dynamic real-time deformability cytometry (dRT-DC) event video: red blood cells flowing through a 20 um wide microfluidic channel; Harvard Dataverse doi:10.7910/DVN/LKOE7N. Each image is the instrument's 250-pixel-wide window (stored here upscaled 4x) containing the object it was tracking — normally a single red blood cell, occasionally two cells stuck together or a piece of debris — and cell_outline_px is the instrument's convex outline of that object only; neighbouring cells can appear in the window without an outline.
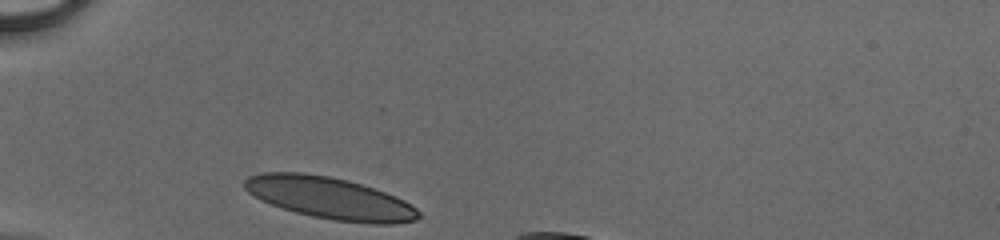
{"species": "human", "species_latin": "Homo sapiens", "temperature_condition": "cold", "stored_images_in_passage": 26, "camera_frame_rate_fps": 3000, "um_per_image_px": 0.085, "donor": {"sex": "male"}, "frame": {"image": 1, "passage_image": 1, "time_ms": 0.0, "image_size_px": [1000, 240], "cell_outline_px": [[420, 216], [416, 220], [396, 224], [372, 224], [332, 220], [312, 216], [296, 212], [260, 200], [248, 192], [244, 188], [244, 180], [248, 176], [264, 172], [304, 172], [328, 176], [348, 180], [396, 196], [404, 200], [416, 208], [420, 212]], "centroid_in_image_um": [28.03, 16.84], "position_along_channel_um": 57.0, "area_um2": 42.43}}
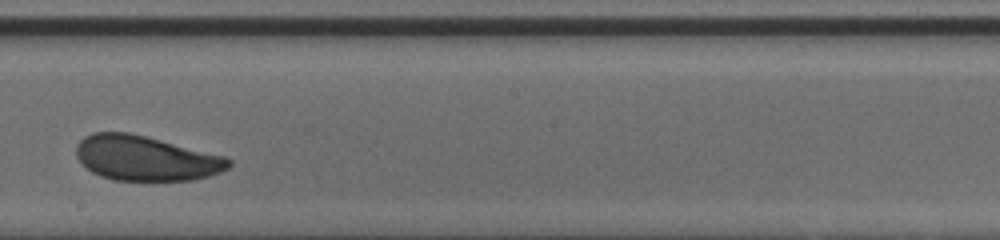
{"frame": {"image": 2, "passage_image": 15, "time_ms": 4.667, "image_size_px": [1000, 240], "cell_outline_px": [[232, 164], [228, 168], [220, 172], [196, 180], [112, 180], [100, 176], [92, 172], [76, 156], [76, 144], [84, 136], [92, 132], [128, 132], [224, 156], [232, 160]], "centroid_in_image_um": [12.37, 13.45], "position_along_channel_um": 235.8, "area_um2": 39.65}}
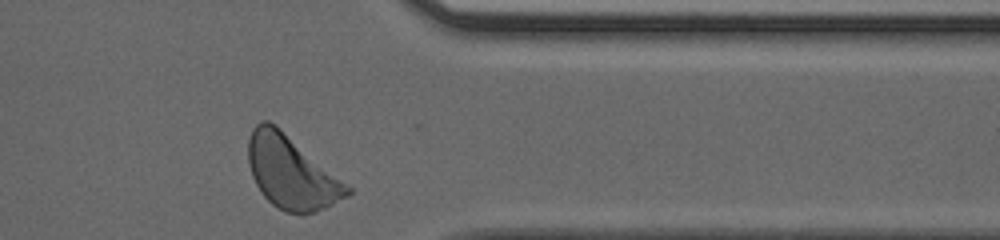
{"frame": {"image": 3, "passage_image": 26, "time_ms": 8.333, "image_size_px": [1000, 240], "cell_outline_px": [[352, 192], [348, 196], [316, 212], [284, 212], [272, 204], [260, 192], [252, 176], [248, 164], [248, 140], [252, 128], [260, 120], [268, 120], [280, 128], [352, 188]], "centroid_in_image_um": [24.73, 14.64], "position_along_channel_um": 386.7, "area_um2": 41.62}}